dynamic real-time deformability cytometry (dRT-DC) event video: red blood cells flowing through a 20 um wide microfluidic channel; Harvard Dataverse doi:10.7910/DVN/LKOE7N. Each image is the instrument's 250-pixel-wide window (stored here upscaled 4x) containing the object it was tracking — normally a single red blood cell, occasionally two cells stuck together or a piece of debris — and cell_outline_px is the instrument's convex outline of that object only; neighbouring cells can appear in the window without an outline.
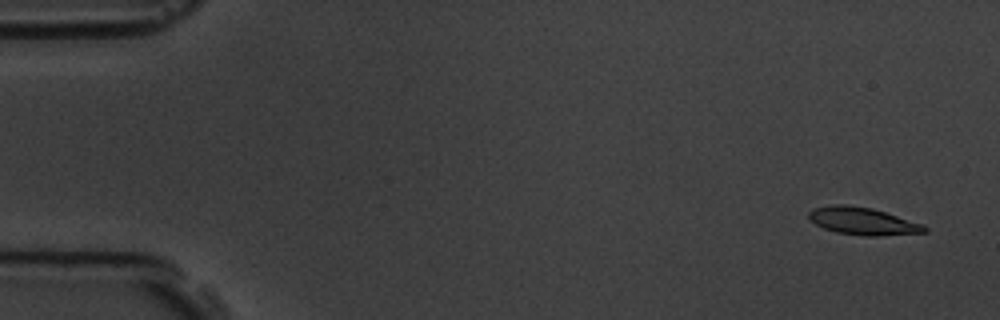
{"species": "common noctule bat (a hibernating species)", "species_latin": "Nyctalus noctula", "temperature_condition": "room temperature", "stored_images_in_passage": 4, "camera_frame_rate_fps": 3000, "um_per_image_px": 0.085, "animal": {"sex": "male", "body_mass_g": 19.5, "forearm_length_mm": 54.6}, "frame": {"image": 1, "passage_image": 1, "time_ms": 0.0, "image_size_px": [1000, 320], "cell_outline_px": [[928, 232], [880, 236], [864, 236], [836, 232], [824, 228], [816, 224], [808, 216], [808, 212], [812, 208], [832, 204], [848, 204], [872, 208], [924, 224], [928, 228]], "centroid_in_image_um": [73.35, 18.79], "position_along_channel_um": 11.6, "area_um2": 18.67}}
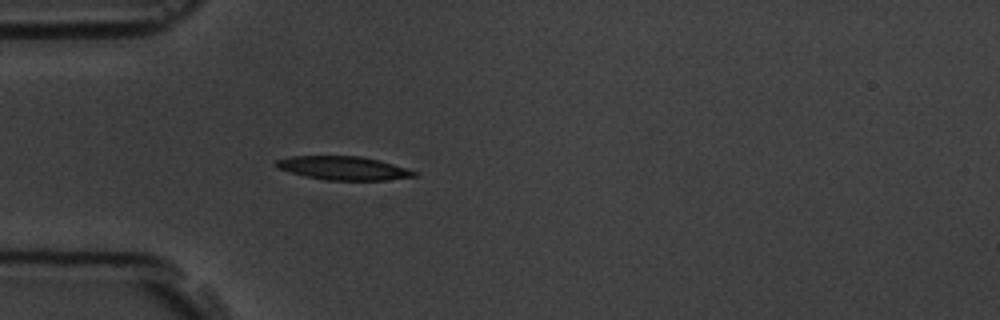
{"frame": {"image": 2, "passage_image": 4, "time_ms": 4.667, "image_size_px": [1000, 320], "cell_outline_px": [[416, 176], [384, 180], [328, 180], [308, 176], [276, 168], [272, 164], [276, 160], [292, 156], [360, 156], [380, 160], [416, 172]], "centroid_in_image_um": [29.14, 14.28], "position_along_channel_um": 55.9, "area_um2": 18.67}}